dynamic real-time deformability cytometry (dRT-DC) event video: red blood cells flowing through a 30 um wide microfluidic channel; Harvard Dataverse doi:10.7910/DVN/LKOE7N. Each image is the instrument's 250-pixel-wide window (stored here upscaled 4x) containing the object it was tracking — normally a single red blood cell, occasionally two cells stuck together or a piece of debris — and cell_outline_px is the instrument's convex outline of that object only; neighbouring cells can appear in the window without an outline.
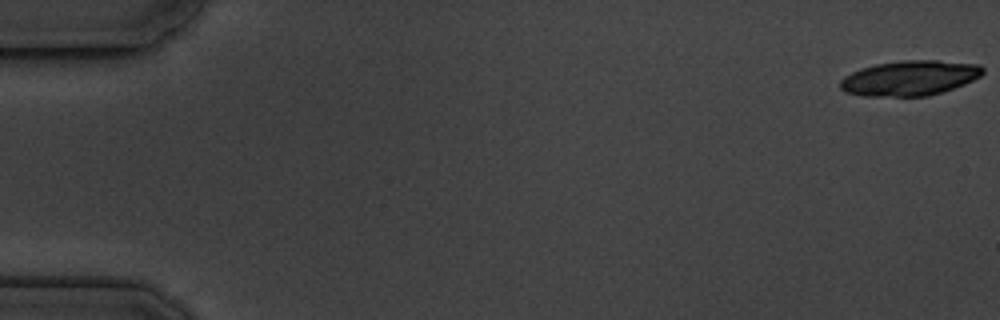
{"species": "common noctule bat (a hibernating species)", "species_latin": "Nyctalus noctula", "temperature_condition": "cold", "stored_images_in_passage": 7, "camera_frame_rate_fps": 3000, "um_per_image_px": 0.085, "animal": {"sex": "male", "body_mass_g": 19.5, "forearm_length_mm": 54.6}, "frame": {"image": 1, "passage_image": 1, "time_ms": 0.0, "image_size_px": [1000, 320], "cell_outline_px": [[984, 72], [980, 76], [964, 84], [928, 96], [864, 96], [844, 92], [840, 88], [840, 80], [844, 76], [860, 68], [876, 64], [900, 60], [936, 60], [980, 64], [984, 68]], "centroid_in_image_um": [77.31, 6.63], "position_along_channel_um": 7.7, "area_um2": 29.19}}